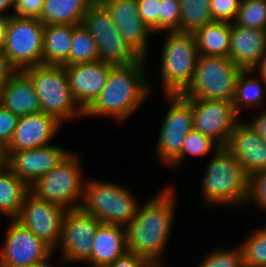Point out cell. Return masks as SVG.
<instances>
[{"label":"cell","mask_w":266,"mask_h":267,"mask_svg":"<svg viewBox=\"0 0 266 267\" xmlns=\"http://www.w3.org/2000/svg\"><path fill=\"white\" fill-rule=\"evenodd\" d=\"M180 15V0H160L159 33L165 31L179 32Z\"/></svg>","instance_id":"36"},{"label":"cell","mask_w":266,"mask_h":267,"mask_svg":"<svg viewBox=\"0 0 266 267\" xmlns=\"http://www.w3.org/2000/svg\"><path fill=\"white\" fill-rule=\"evenodd\" d=\"M5 40V19L0 18V51L4 49Z\"/></svg>","instance_id":"46"},{"label":"cell","mask_w":266,"mask_h":267,"mask_svg":"<svg viewBox=\"0 0 266 267\" xmlns=\"http://www.w3.org/2000/svg\"><path fill=\"white\" fill-rule=\"evenodd\" d=\"M217 244V245H216ZM200 256L194 267H244L242 252L238 244L216 243ZM226 245V246H225ZM232 245V246H230Z\"/></svg>","instance_id":"33"},{"label":"cell","mask_w":266,"mask_h":267,"mask_svg":"<svg viewBox=\"0 0 266 267\" xmlns=\"http://www.w3.org/2000/svg\"><path fill=\"white\" fill-rule=\"evenodd\" d=\"M19 117L0 105V148L9 145L17 126Z\"/></svg>","instance_id":"39"},{"label":"cell","mask_w":266,"mask_h":267,"mask_svg":"<svg viewBox=\"0 0 266 267\" xmlns=\"http://www.w3.org/2000/svg\"><path fill=\"white\" fill-rule=\"evenodd\" d=\"M234 23L244 28L266 30V0H242Z\"/></svg>","instance_id":"34"},{"label":"cell","mask_w":266,"mask_h":267,"mask_svg":"<svg viewBox=\"0 0 266 267\" xmlns=\"http://www.w3.org/2000/svg\"><path fill=\"white\" fill-rule=\"evenodd\" d=\"M225 148L240 162L248 176L266 169V142L243 118L236 123Z\"/></svg>","instance_id":"20"},{"label":"cell","mask_w":266,"mask_h":267,"mask_svg":"<svg viewBox=\"0 0 266 267\" xmlns=\"http://www.w3.org/2000/svg\"><path fill=\"white\" fill-rule=\"evenodd\" d=\"M197 189L204 209L243 211L248 190V175L243 166L225 148H219L208 160ZM206 206V207H205ZM217 208V209H216ZM220 208V209H218ZM227 208V209H226ZM233 209V210H232Z\"/></svg>","instance_id":"3"},{"label":"cell","mask_w":266,"mask_h":267,"mask_svg":"<svg viewBox=\"0 0 266 267\" xmlns=\"http://www.w3.org/2000/svg\"><path fill=\"white\" fill-rule=\"evenodd\" d=\"M242 71L229 57L199 55L193 78L180 95L232 101Z\"/></svg>","instance_id":"9"},{"label":"cell","mask_w":266,"mask_h":267,"mask_svg":"<svg viewBox=\"0 0 266 267\" xmlns=\"http://www.w3.org/2000/svg\"><path fill=\"white\" fill-rule=\"evenodd\" d=\"M252 208L266 215V169L248 176V190L243 210Z\"/></svg>","instance_id":"35"},{"label":"cell","mask_w":266,"mask_h":267,"mask_svg":"<svg viewBox=\"0 0 266 267\" xmlns=\"http://www.w3.org/2000/svg\"><path fill=\"white\" fill-rule=\"evenodd\" d=\"M101 222L81 207L65 212L61 238L54 250L56 263L64 266H83L91 257L93 237ZM57 255V256H56Z\"/></svg>","instance_id":"12"},{"label":"cell","mask_w":266,"mask_h":267,"mask_svg":"<svg viewBox=\"0 0 266 267\" xmlns=\"http://www.w3.org/2000/svg\"><path fill=\"white\" fill-rule=\"evenodd\" d=\"M32 81L41 112L55 117L64 126L84 120V111L74 100L64 65H37L22 70Z\"/></svg>","instance_id":"7"},{"label":"cell","mask_w":266,"mask_h":267,"mask_svg":"<svg viewBox=\"0 0 266 267\" xmlns=\"http://www.w3.org/2000/svg\"><path fill=\"white\" fill-rule=\"evenodd\" d=\"M52 267H69V266H64L62 264L55 263Z\"/></svg>","instance_id":"50"},{"label":"cell","mask_w":266,"mask_h":267,"mask_svg":"<svg viewBox=\"0 0 266 267\" xmlns=\"http://www.w3.org/2000/svg\"><path fill=\"white\" fill-rule=\"evenodd\" d=\"M84 185L81 208L95 216L102 224L126 227L135 217L141 199L127 182L104 180L89 176ZM138 197V198H137Z\"/></svg>","instance_id":"5"},{"label":"cell","mask_w":266,"mask_h":267,"mask_svg":"<svg viewBox=\"0 0 266 267\" xmlns=\"http://www.w3.org/2000/svg\"><path fill=\"white\" fill-rule=\"evenodd\" d=\"M232 104L241 119L244 118L246 112L266 108V82L254 70L242 71L237 81Z\"/></svg>","instance_id":"24"},{"label":"cell","mask_w":266,"mask_h":267,"mask_svg":"<svg viewBox=\"0 0 266 267\" xmlns=\"http://www.w3.org/2000/svg\"><path fill=\"white\" fill-rule=\"evenodd\" d=\"M15 3L13 0H0V18L7 19L14 15Z\"/></svg>","instance_id":"44"},{"label":"cell","mask_w":266,"mask_h":267,"mask_svg":"<svg viewBox=\"0 0 266 267\" xmlns=\"http://www.w3.org/2000/svg\"><path fill=\"white\" fill-rule=\"evenodd\" d=\"M5 160L4 150L0 148V169L5 165Z\"/></svg>","instance_id":"47"},{"label":"cell","mask_w":266,"mask_h":267,"mask_svg":"<svg viewBox=\"0 0 266 267\" xmlns=\"http://www.w3.org/2000/svg\"><path fill=\"white\" fill-rule=\"evenodd\" d=\"M96 0H44L38 18L44 25L82 24L83 17Z\"/></svg>","instance_id":"28"},{"label":"cell","mask_w":266,"mask_h":267,"mask_svg":"<svg viewBox=\"0 0 266 267\" xmlns=\"http://www.w3.org/2000/svg\"><path fill=\"white\" fill-rule=\"evenodd\" d=\"M163 35L160 39L161 50L157 65V81L154 73L150 74L151 92L160 87L161 95L181 94L190 84L197 65L199 52L196 46L195 38L192 33H183L177 31H165L157 33ZM160 61V62H159ZM155 78V80L153 79ZM155 81V82H154ZM160 81L157 87V82ZM161 85V86H160ZM155 89V90H154Z\"/></svg>","instance_id":"4"},{"label":"cell","mask_w":266,"mask_h":267,"mask_svg":"<svg viewBox=\"0 0 266 267\" xmlns=\"http://www.w3.org/2000/svg\"><path fill=\"white\" fill-rule=\"evenodd\" d=\"M143 22L156 35L159 33L160 0H136Z\"/></svg>","instance_id":"38"},{"label":"cell","mask_w":266,"mask_h":267,"mask_svg":"<svg viewBox=\"0 0 266 267\" xmlns=\"http://www.w3.org/2000/svg\"><path fill=\"white\" fill-rule=\"evenodd\" d=\"M219 148L221 147L210 137L192 129L183 142L180 155L167 167V169L174 174H182V169H184V171L186 170L185 161L188 163L186 160L187 158L192 159L196 157L195 159L197 160L199 157L200 159L204 158L201 159L204 161L205 158L207 160V157H211Z\"/></svg>","instance_id":"29"},{"label":"cell","mask_w":266,"mask_h":267,"mask_svg":"<svg viewBox=\"0 0 266 267\" xmlns=\"http://www.w3.org/2000/svg\"><path fill=\"white\" fill-rule=\"evenodd\" d=\"M57 144L54 142L39 148L12 152L6 158L5 165L30 187L72 150Z\"/></svg>","instance_id":"18"},{"label":"cell","mask_w":266,"mask_h":267,"mask_svg":"<svg viewBox=\"0 0 266 267\" xmlns=\"http://www.w3.org/2000/svg\"><path fill=\"white\" fill-rule=\"evenodd\" d=\"M29 192V186L6 165L0 169V225L2 218L15 219L18 216Z\"/></svg>","instance_id":"25"},{"label":"cell","mask_w":266,"mask_h":267,"mask_svg":"<svg viewBox=\"0 0 266 267\" xmlns=\"http://www.w3.org/2000/svg\"><path fill=\"white\" fill-rule=\"evenodd\" d=\"M65 126L55 117L43 112L21 116L9 145L4 149L5 159L19 150H28L52 144ZM61 130V131H60Z\"/></svg>","instance_id":"17"},{"label":"cell","mask_w":266,"mask_h":267,"mask_svg":"<svg viewBox=\"0 0 266 267\" xmlns=\"http://www.w3.org/2000/svg\"><path fill=\"white\" fill-rule=\"evenodd\" d=\"M43 40L44 24L38 18L5 19L3 53L16 71L43 64Z\"/></svg>","instance_id":"10"},{"label":"cell","mask_w":266,"mask_h":267,"mask_svg":"<svg viewBox=\"0 0 266 267\" xmlns=\"http://www.w3.org/2000/svg\"><path fill=\"white\" fill-rule=\"evenodd\" d=\"M242 0H210V12L214 21L234 22Z\"/></svg>","instance_id":"37"},{"label":"cell","mask_w":266,"mask_h":267,"mask_svg":"<svg viewBox=\"0 0 266 267\" xmlns=\"http://www.w3.org/2000/svg\"><path fill=\"white\" fill-rule=\"evenodd\" d=\"M152 265L146 258L126 252L123 256L112 262L109 267H151Z\"/></svg>","instance_id":"42"},{"label":"cell","mask_w":266,"mask_h":267,"mask_svg":"<svg viewBox=\"0 0 266 267\" xmlns=\"http://www.w3.org/2000/svg\"><path fill=\"white\" fill-rule=\"evenodd\" d=\"M65 212V208L29 192L15 220L55 250L60 242Z\"/></svg>","instance_id":"15"},{"label":"cell","mask_w":266,"mask_h":267,"mask_svg":"<svg viewBox=\"0 0 266 267\" xmlns=\"http://www.w3.org/2000/svg\"><path fill=\"white\" fill-rule=\"evenodd\" d=\"M126 252L125 227L101 223L93 237L91 257L83 266H109Z\"/></svg>","instance_id":"23"},{"label":"cell","mask_w":266,"mask_h":267,"mask_svg":"<svg viewBox=\"0 0 266 267\" xmlns=\"http://www.w3.org/2000/svg\"><path fill=\"white\" fill-rule=\"evenodd\" d=\"M165 113L160 120L155 147L152 150V162L168 167L181 153L183 142L193 129V111L191 102L179 94H163ZM157 138V139H155ZM164 166V167H163Z\"/></svg>","instance_id":"8"},{"label":"cell","mask_w":266,"mask_h":267,"mask_svg":"<svg viewBox=\"0 0 266 267\" xmlns=\"http://www.w3.org/2000/svg\"><path fill=\"white\" fill-rule=\"evenodd\" d=\"M81 153L72 149L53 169L30 185V193L66 210L81 207L88 176Z\"/></svg>","instance_id":"6"},{"label":"cell","mask_w":266,"mask_h":267,"mask_svg":"<svg viewBox=\"0 0 266 267\" xmlns=\"http://www.w3.org/2000/svg\"><path fill=\"white\" fill-rule=\"evenodd\" d=\"M113 66L102 60L64 66L72 96L83 111L104 88Z\"/></svg>","instance_id":"19"},{"label":"cell","mask_w":266,"mask_h":267,"mask_svg":"<svg viewBox=\"0 0 266 267\" xmlns=\"http://www.w3.org/2000/svg\"><path fill=\"white\" fill-rule=\"evenodd\" d=\"M181 15L179 32L194 33L213 22L210 0H180Z\"/></svg>","instance_id":"31"},{"label":"cell","mask_w":266,"mask_h":267,"mask_svg":"<svg viewBox=\"0 0 266 267\" xmlns=\"http://www.w3.org/2000/svg\"><path fill=\"white\" fill-rule=\"evenodd\" d=\"M76 25H44L43 64L64 65L72 47V33Z\"/></svg>","instance_id":"27"},{"label":"cell","mask_w":266,"mask_h":267,"mask_svg":"<svg viewBox=\"0 0 266 267\" xmlns=\"http://www.w3.org/2000/svg\"><path fill=\"white\" fill-rule=\"evenodd\" d=\"M193 129L225 147L236 123L241 119L232 101L222 99H192Z\"/></svg>","instance_id":"14"},{"label":"cell","mask_w":266,"mask_h":267,"mask_svg":"<svg viewBox=\"0 0 266 267\" xmlns=\"http://www.w3.org/2000/svg\"><path fill=\"white\" fill-rule=\"evenodd\" d=\"M255 112L248 113L251 117L246 116L247 118L243 119L266 142V108L255 110Z\"/></svg>","instance_id":"41"},{"label":"cell","mask_w":266,"mask_h":267,"mask_svg":"<svg viewBox=\"0 0 266 267\" xmlns=\"http://www.w3.org/2000/svg\"><path fill=\"white\" fill-rule=\"evenodd\" d=\"M266 54V30L231 23L229 58L243 71L255 70Z\"/></svg>","instance_id":"21"},{"label":"cell","mask_w":266,"mask_h":267,"mask_svg":"<svg viewBox=\"0 0 266 267\" xmlns=\"http://www.w3.org/2000/svg\"><path fill=\"white\" fill-rule=\"evenodd\" d=\"M82 25L96 42L99 60L117 66L137 64L142 59L122 38L108 10L99 0L90 6Z\"/></svg>","instance_id":"11"},{"label":"cell","mask_w":266,"mask_h":267,"mask_svg":"<svg viewBox=\"0 0 266 267\" xmlns=\"http://www.w3.org/2000/svg\"><path fill=\"white\" fill-rule=\"evenodd\" d=\"M98 60L99 54L95 40L82 24L76 25L72 33V47L69 59L64 66L90 63Z\"/></svg>","instance_id":"32"},{"label":"cell","mask_w":266,"mask_h":267,"mask_svg":"<svg viewBox=\"0 0 266 267\" xmlns=\"http://www.w3.org/2000/svg\"><path fill=\"white\" fill-rule=\"evenodd\" d=\"M14 15L19 17L39 18L43 10L44 0H13Z\"/></svg>","instance_id":"40"},{"label":"cell","mask_w":266,"mask_h":267,"mask_svg":"<svg viewBox=\"0 0 266 267\" xmlns=\"http://www.w3.org/2000/svg\"><path fill=\"white\" fill-rule=\"evenodd\" d=\"M55 263H40L32 266H22V267H52Z\"/></svg>","instance_id":"48"},{"label":"cell","mask_w":266,"mask_h":267,"mask_svg":"<svg viewBox=\"0 0 266 267\" xmlns=\"http://www.w3.org/2000/svg\"><path fill=\"white\" fill-rule=\"evenodd\" d=\"M172 265L170 264H154L151 267H171ZM173 267V266H172Z\"/></svg>","instance_id":"49"},{"label":"cell","mask_w":266,"mask_h":267,"mask_svg":"<svg viewBox=\"0 0 266 267\" xmlns=\"http://www.w3.org/2000/svg\"><path fill=\"white\" fill-rule=\"evenodd\" d=\"M150 61L142 58L137 64L113 66L106 85L84 111V120L101 117L122 126L139 113L155 96L150 89Z\"/></svg>","instance_id":"2"},{"label":"cell","mask_w":266,"mask_h":267,"mask_svg":"<svg viewBox=\"0 0 266 267\" xmlns=\"http://www.w3.org/2000/svg\"><path fill=\"white\" fill-rule=\"evenodd\" d=\"M260 224L236 242L242 252L244 267H266V222Z\"/></svg>","instance_id":"30"},{"label":"cell","mask_w":266,"mask_h":267,"mask_svg":"<svg viewBox=\"0 0 266 267\" xmlns=\"http://www.w3.org/2000/svg\"><path fill=\"white\" fill-rule=\"evenodd\" d=\"M199 55L229 57L231 23L213 21L193 33Z\"/></svg>","instance_id":"26"},{"label":"cell","mask_w":266,"mask_h":267,"mask_svg":"<svg viewBox=\"0 0 266 267\" xmlns=\"http://www.w3.org/2000/svg\"><path fill=\"white\" fill-rule=\"evenodd\" d=\"M7 221V226H6ZM2 231L0 265L3 267L32 266L40 263H56L54 250L33 232L15 219H5Z\"/></svg>","instance_id":"13"},{"label":"cell","mask_w":266,"mask_h":267,"mask_svg":"<svg viewBox=\"0 0 266 267\" xmlns=\"http://www.w3.org/2000/svg\"><path fill=\"white\" fill-rule=\"evenodd\" d=\"M16 70L9 64L7 57L0 51V86L3 85Z\"/></svg>","instance_id":"43"},{"label":"cell","mask_w":266,"mask_h":267,"mask_svg":"<svg viewBox=\"0 0 266 267\" xmlns=\"http://www.w3.org/2000/svg\"><path fill=\"white\" fill-rule=\"evenodd\" d=\"M254 71L266 82V54Z\"/></svg>","instance_id":"45"},{"label":"cell","mask_w":266,"mask_h":267,"mask_svg":"<svg viewBox=\"0 0 266 267\" xmlns=\"http://www.w3.org/2000/svg\"><path fill=\"white\" fill-rule=\"evenodd\" d=\"M169 182L154 196L142 199L135 217L125 227L127 252L144 257L153 265L169 264L164 261L171 249L179 203L177 185Z\"/></svg>","instance_id":"1"},{"label":"cell","mask_w":266,"mask_h":267,"mask_svg":"<svg viewBox=\"0 0 266 267\" xmlns=\"http://www.w3.org/2000/svg\"><path fill=\"white\" fill-rule=\"evenodd\" d=\"M108 10L122 38L142 58L149 60L156 36L141 19L136 0H99ZM153 36V37H152ZM152 46V47H151ZM151 52V53H150Z\"/></svg>","instance_id":"16"},{"label":"cell","mask_w":266,"mask_h":267,"mask_svg":"<svg viewBox=\"0 0 266 267\" xmlns=\"http://www.w3.org/2000/svg\"><path fill=\"white\" fill-rule=\"evenodd\" d=\"M0 105L18 117L41 112L32 81L23 71H15L0 86Z\"/></svg>","instance_id":"22"}]
</instances>
